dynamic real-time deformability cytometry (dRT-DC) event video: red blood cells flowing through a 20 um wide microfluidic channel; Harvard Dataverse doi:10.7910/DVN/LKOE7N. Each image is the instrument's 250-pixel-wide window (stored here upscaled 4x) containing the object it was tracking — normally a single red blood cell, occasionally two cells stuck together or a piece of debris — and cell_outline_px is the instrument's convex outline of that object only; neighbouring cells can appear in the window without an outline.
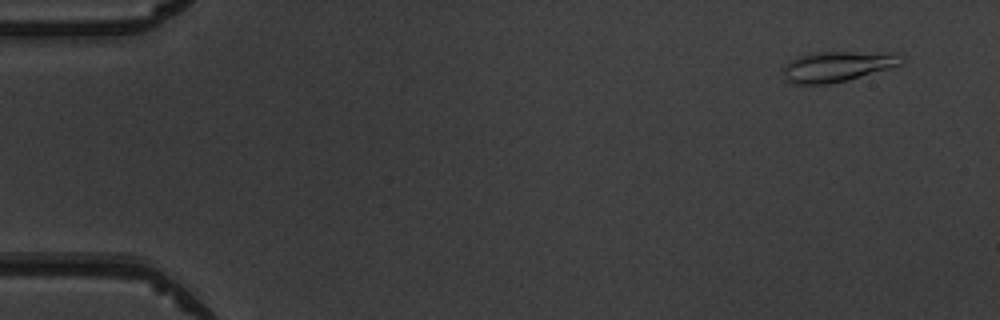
{"species": "common noctule bat (a hibernating species)", "species_latin": "Nyctalus noctula", "temperature_condition": "warm", "stored_images_in_passage": 8, "camera_frame_rate_fps": 3000, "um_per_image_px": 0.085, "animal": {"sex": "male", "body_mass_g": 19.5, "forearm_length_mm": 54.6}, "frame": {"image": 1, "passage_image": 1, "time_ms": 0.0, "image_size_px": [1000, 320], "cell_outline_px": [[904, 60], [900, 64], [888, 68], [848, 80], [828, 84], [792, 84], [784, 76], [784, 68], [792, 60], [800, 56], [812, 52], [896, 52], [904, 56]], "centroid_in_image_um": [71.23, 5.63], "position_along_channel_um": 13.8, "area_um2": 20.81}}
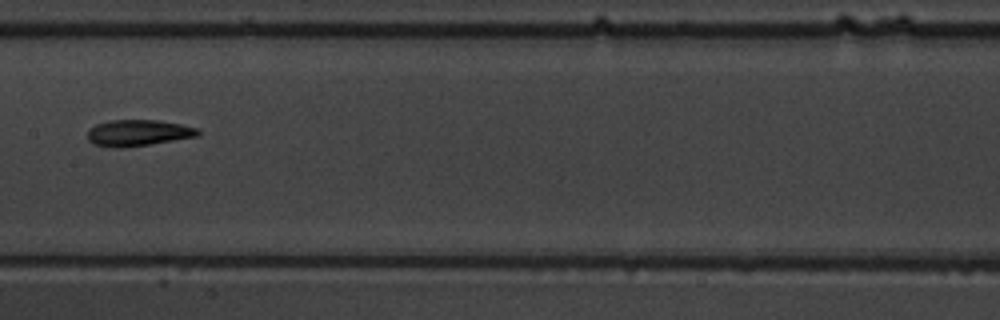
{"frame": {"image": 2, "passage_image": 7, "time_ms": 7.667, "image_size_px": [1000, 320], "cell_outline_px": [[200, 136], [148, 144], [120, 148], [116, 148], [92, 144], [88, 140], [88, 128], [96, 124], [112, 120], [156, 120], [180, 124], [200, 128]], "centroid_in_image_um": [11.74, 11.29], "position_along_channel_um": 195.7, "area_um2": 16.94}}
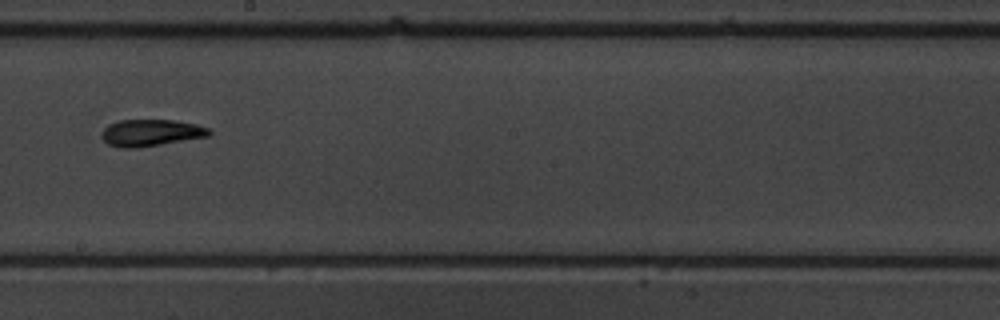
{"frame": {"image": 3, "passage_image": 8, "time_ms": 8.667, "image_size_px": [1000, 320], "cell_outline_px": [[212, 132], [208, 136], [136, 148], [120, 148], [108, 144], [100, 136], [100, 132], [108, 124], [120, 120], [172, 120], [196, 124], [208, 128]], "centroid_in_image_um": [12.77, 11.28], "position_along_channel_um": 235.4, "area_um2": 16.7}}